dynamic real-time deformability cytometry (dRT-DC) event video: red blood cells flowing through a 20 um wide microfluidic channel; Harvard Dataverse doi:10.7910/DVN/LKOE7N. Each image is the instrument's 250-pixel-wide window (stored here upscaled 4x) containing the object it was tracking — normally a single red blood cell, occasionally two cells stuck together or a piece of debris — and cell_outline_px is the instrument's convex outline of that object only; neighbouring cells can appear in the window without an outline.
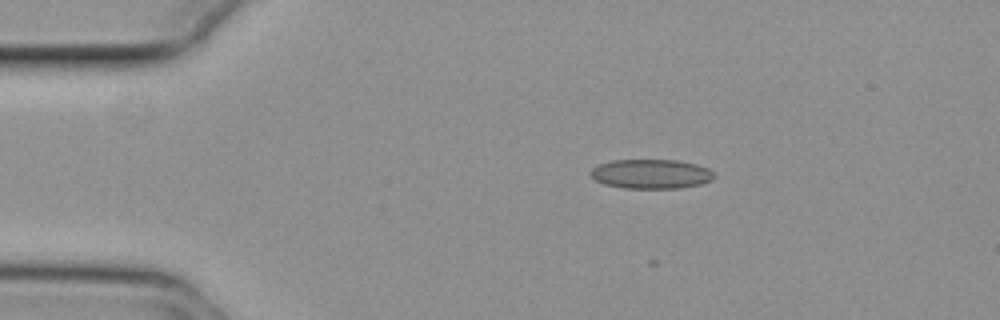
{"species": "common noctule bat (a hibernating species)", "species_latin": "Nyctalus noctula", "temperature_condition": "cold", "stored_images_in_passage": 32, "camera_frame_rate_fps": 3000, "um_per_image_px": 0.085, "animal": {"sex": "female", "body_mass_g": 29.2, "forearm_length_mm": 56.3}, "frame": {"image": 1, "passage_image": 2, "time_ms": 0.333, "image_size_px": [1000, 320], "cell_outline_px": [[716, 176], [712, 180], [700, 184], [680, 188], [624, 188], [604, 184], [596, 180], [592, 176], [592, 168], [600, 164], [612, 160], [676, 160], [696, 164], [708, 168]], "centroid_in_image_um": [55.37, 14.79], "position_along_channel_um": 29.6, "area_um2": 21.04}}
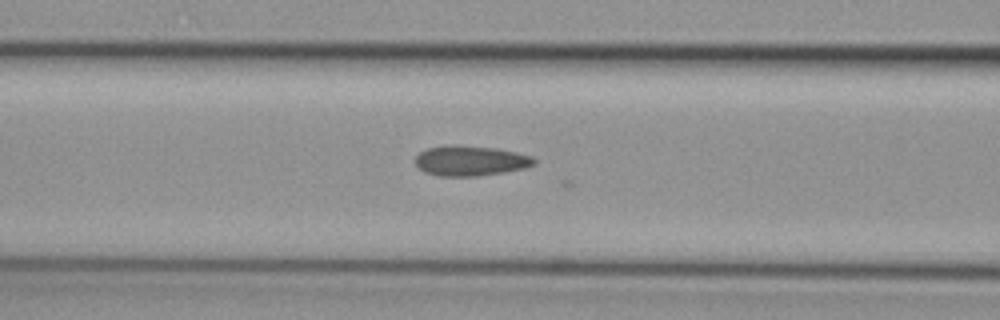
{"frame": {"image": 2, "passage_image": 14, "time_ms": 4.333, "image_size_px": [1000, 320], "cell_outline_px": [[536, 164], [524, 168], [504, 172], [476, 176], [440, 176], [424, 172], [416, 164], [416, 156], [420, 152], [428, 148], [448, 144], [456, 144], [496, 148], [516, 152], [532, 156], [536, 160]], "centroid_in_image_um": [39.99, 13.65], "position_along_channel_um": 126.6, "area_um2": 20.98}}
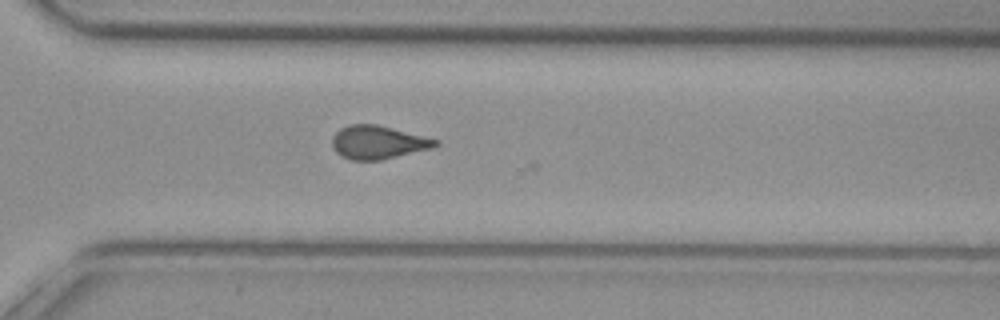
{"frame": {"image": 3, "passage_image": 31, "time_ms": 10.0, "image_size_px": [1000, 320], "cell_outline_px": [[440, 144], [432, 148], [380, 160], [352, 160], [340, 156], [332, 148], [332, 136], [340, 128], [348, 124], [376, 124], [440, 140]], "centroid_in_image_um": [32.1, 12.09], "position_along_channel_um": 338.5, "area_um2": 20.11}}